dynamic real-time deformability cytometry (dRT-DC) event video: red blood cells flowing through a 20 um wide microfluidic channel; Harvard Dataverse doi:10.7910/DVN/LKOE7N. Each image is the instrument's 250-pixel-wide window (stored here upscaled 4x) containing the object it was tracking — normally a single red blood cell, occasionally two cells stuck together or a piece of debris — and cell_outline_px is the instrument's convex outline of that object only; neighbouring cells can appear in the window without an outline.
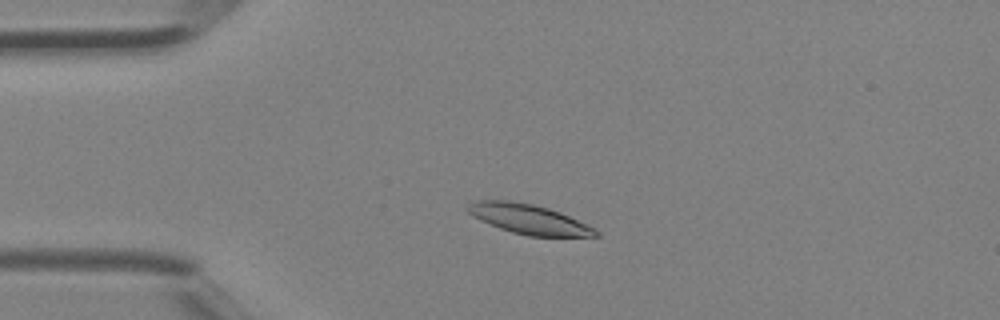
{"species": "Egyptian fruit bat (a non-hibernating species)", "species_latin": "Rousettus aegyptiacus", "temperature_condition": "room temperature", "stored_images_in_passage": 33, "camera_frame_rate_fps": 3000, "um_per_image_px": 0.085, "animal": {"sex": "female"}, "frame": {"image": 1, "passage_image": 1, "time_ms": 0.0, "image_size_px": [1000, 320], "cell_outline_px": [[600, 236], [528, 236], [512, 232], [500, 228], [480, 220], [472, 216], [464, 208], [468, 204], [476, 200], [512, 200], [532, 204], [548, 208], [560, 212], [588, 224], [596, 228], [600, 232]], "centroid_in_image_um": [44.95, 18.62], "position_along_channel_um": 40.1, "area_um2": 22.31}}
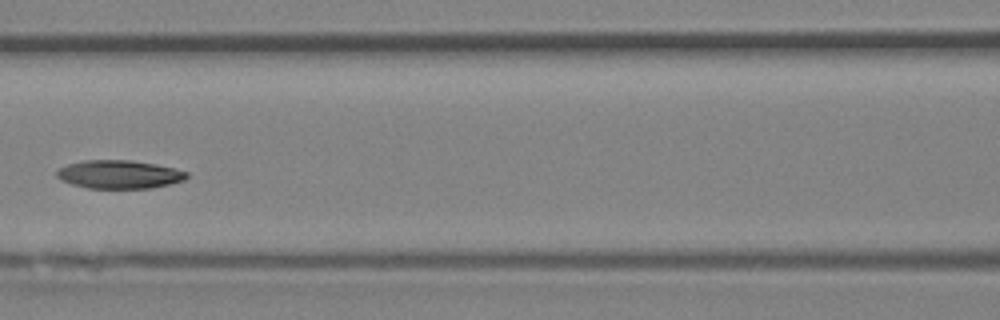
{"frame": {"image": 2, "passage_image": 10, "time_ms": 3.0, "image_size_px": [1000, 320], "cell_outline_px": [[188, 176], [184, 180], [152, 188], [88, 188], [72, 184], [56, 176], [56, 172], [60, 168], [68, 164], [84, 160], [132, 160], [156, 164], [176, 168], [188, 172]], "centroid_in_image_um": [10.17, 14.81], "position_along_channel_um": 156.4, "area_um2": 21.39}}
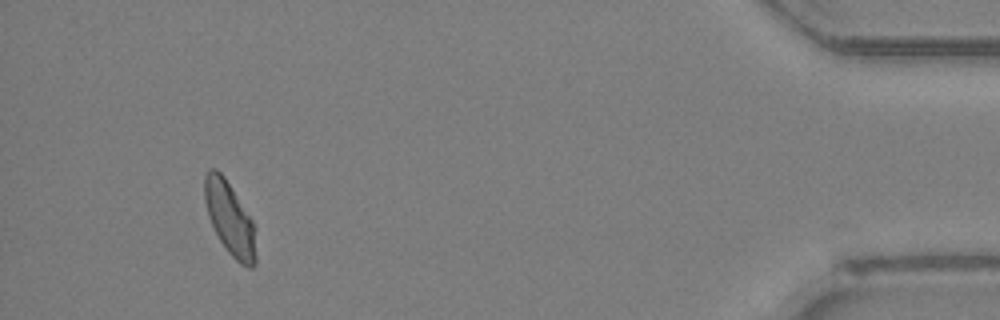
{"frame": {"image": 3, "passage_image": 30, "time_ms": 9.667, "image_size_px": [1000, 320], "cell_outline_px": [[256, 264], [252, 268], [248, 268], [240, 264], [228, 252], [220, 240], [208, 216], [204, 200], [204, 176], [208, 168], [216, 168], [224, 176], [252, 220], [256, 228]], "centroid_in_image_um": [19.55, 18.59], "position_along_channel_um": 415.7, "area_um2": 22.02}}